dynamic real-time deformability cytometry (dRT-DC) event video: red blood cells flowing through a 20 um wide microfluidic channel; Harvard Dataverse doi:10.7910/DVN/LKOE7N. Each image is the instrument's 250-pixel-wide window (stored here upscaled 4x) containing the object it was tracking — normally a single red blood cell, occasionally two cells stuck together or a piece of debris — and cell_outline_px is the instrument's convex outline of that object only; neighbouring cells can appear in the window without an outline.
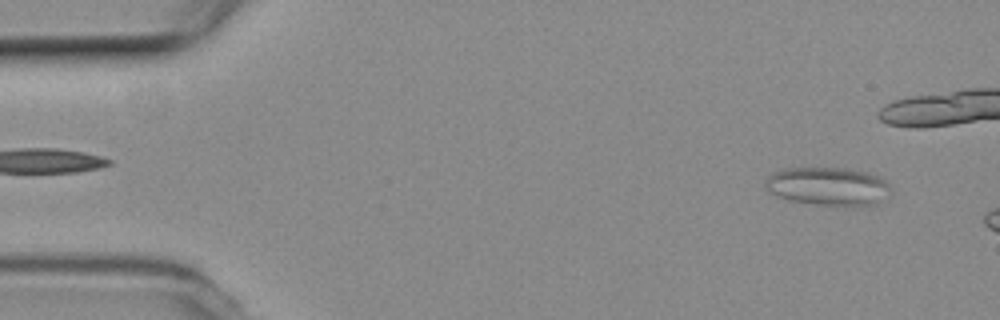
{"species": "common noctule bat (a hibernating species)", "species_latin": "Nyctalus noctula", "temperature_condition": "room temperature", "stored_images_in_passage": 4, "camera_frame_rate_fps": 3000, "um_per_image_px": 0.085, "animal": {"sex": "female", "body_mass_g": 19.3, "forearm_length_mm": 54.1}, "frame": {"image": 1, "passage_image": 1, "time_ms": 0.0, "image_size_px": [1000, 320], "cell_outline_px": [[892, 188], [876, 204], [816, 204], [788, 200], [776, 196], [768, 192], [764, 188], [764, 184], [768, 176], [772, 172], [784, 168], [844, 168], [868, 172], [880, 176]], "centroid_in_image_um": [70.3, 15.8], "position_along_channel_um": 14.7, "area_um2": 27.69}}